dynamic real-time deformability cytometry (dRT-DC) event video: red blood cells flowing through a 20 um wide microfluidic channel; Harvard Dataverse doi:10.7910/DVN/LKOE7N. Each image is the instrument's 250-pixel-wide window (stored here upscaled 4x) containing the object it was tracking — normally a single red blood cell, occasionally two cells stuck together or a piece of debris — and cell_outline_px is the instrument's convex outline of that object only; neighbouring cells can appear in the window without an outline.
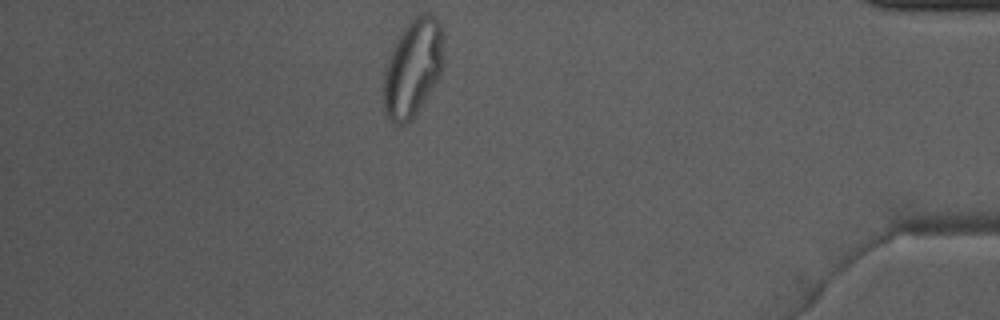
{"species": "Egyptian fruit bat (a non-hibernating species)", "species_latin": "Rousettus aegyptiacus", "temperature_condition": "warm", "stored_images_in_passage": 34, "camera_frame_rate_fps": 3000, "um_per_image_px": 0.085, "animal": {"sex": "male"}, "frame": {"image": 1, "passage_image": 34, "time_ms": 11.0, "image_size_px": [1000, 320], "cell_outline_px": [[444, 64], [440, 76], [412, 120], [408, 124], [400, 128], [388, 116], [384, 108], [384, 72], [392, 48], [400, 32], [420, 12], [428, 12], [436, 16], [440, 20]], "centroid_in_image_um": [35.11, 5.77], "position_along_channel_um": 400.1, "area_um2": 34.28}}